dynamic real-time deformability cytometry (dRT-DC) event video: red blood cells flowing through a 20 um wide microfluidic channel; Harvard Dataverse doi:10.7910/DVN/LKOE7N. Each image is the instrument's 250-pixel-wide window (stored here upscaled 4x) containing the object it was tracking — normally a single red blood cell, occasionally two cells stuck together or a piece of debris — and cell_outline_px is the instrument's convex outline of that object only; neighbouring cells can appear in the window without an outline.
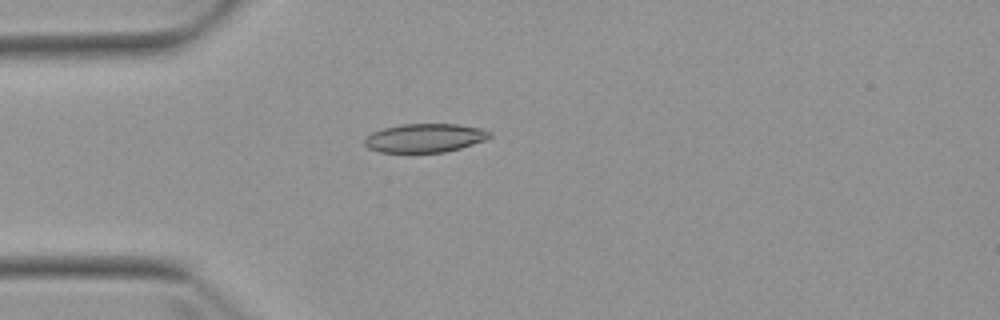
{"species": "Egyptian fruit bat (a non-hibernating species)", "species_latin": "Rousettus aegyptiacus", "temperature_condition": "warm", "stored_images_in_passage": 4, "camera_frame_rate_fps": 3000, "um_per_image_px": 0.085, "animal": {"sex": "female"}, "frame": {"image": 1, "passage_image": 4, "time_ms": 3.667, "image_size_px": [1000, 320], "cell_outline_px": [[492, 136], [484, 140], [460, 148], [444, 152], [380, 152], [368, 148], [364, 144], [364, 140], [372, 132], [384, 128], [404, 124], [456, 124], [484, 128], [492, 132]], "centroid_in_image_um": [36.14, 11.72], "position_along_channel_um": 48.9, "area_um2": 20.87}}